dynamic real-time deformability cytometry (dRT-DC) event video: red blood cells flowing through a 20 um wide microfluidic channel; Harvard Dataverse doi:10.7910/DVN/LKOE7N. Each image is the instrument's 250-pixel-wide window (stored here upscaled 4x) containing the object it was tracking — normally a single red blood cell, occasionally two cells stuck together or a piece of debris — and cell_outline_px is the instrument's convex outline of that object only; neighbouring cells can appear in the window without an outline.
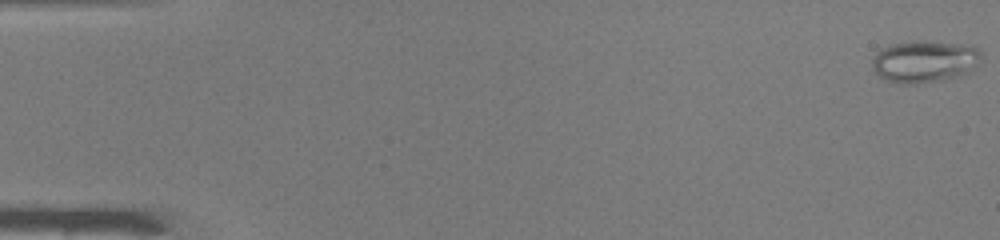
{"species": "common noctule bat (a hibernating species)", "species_latin": "Nyctalus noctula", "temperature_condition": "warm", "stored_images_in_passage": 50, "camera_frame_rate_fps": 3000, "um_per_image_px": 0.085, "animal": {"sex": "male", "body_mass_g": 19.0, "forearm_length_mm": 50.8}, "frame": {"image": 1, "passage_image": 1, "time_ms": 0.0, "image_size_px": [1000, 240], "cell_outline_px": [[980, 60], [972, 72], [940, 80], [916, 84], [900, 84], [884, 80], [872, 68], [872, 60], [876, 52], [880, 48], [892, 44], [916, 40], [952, 44], [976, 48], [980, 52]], "centroid_in_image_um": [78.52, 5.24], "position_along_channel_um": 6.5, "area_um2": 26.53}}
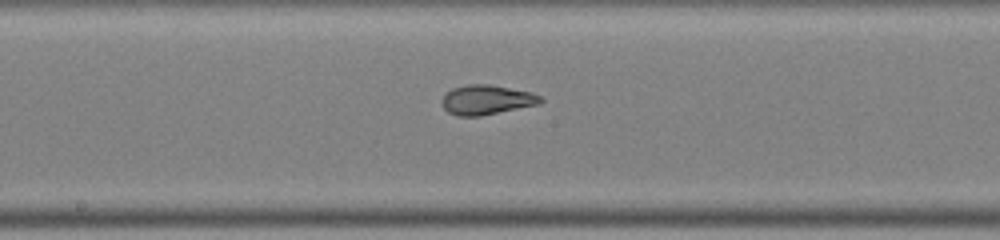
{"frame": {"image": 2, "passage_image": 27, "time_ms": 8.667, "image_size_px": [1000, 240], "cell_outline_px": [[544, 100], [540, 104], [480, 116], [456, 116], [448, 112], [440, 104], [440, 100], [444, 92], [452, 88], [468, 84], [488, 84], [532, 92], [540, 96]], "centroid_in_image_um": [41.31, 8.48], "position_along_channel_um": 206.9, "area_um2": 17.28}}
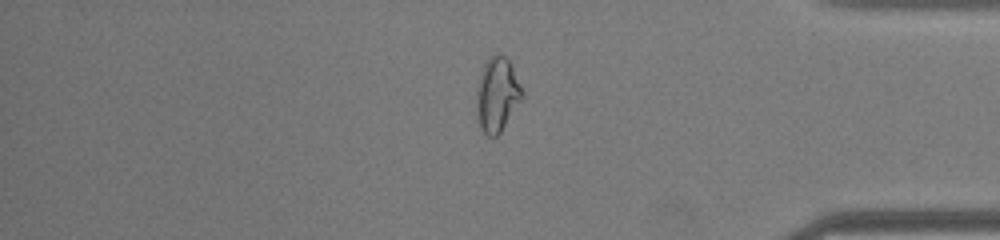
{"frame": {"image": 3, "passage_image": 42, "time_ms": 13.667, "image_size_px": [1000, 240], "cell_outline_px": [[524, 96], [500, 132], [496, 136], [488, 136], [480, 128], [476, 108], [476, 88], [484, 64], [496, 52], [500, 52], [508, 60], [520, 84]], "centroid_in_image_um": [42.24, 8.04], "position_along_channel_um": 393.0, "area_um2": 19.54}, "authors_computed_cell_mechanics": {"area_um2": 19.9988, "velocity_mm_per_s": 4.1505, "shape_relaxation_time_tau1_ms": null, "shape_relaxation_time_tau2_ms": 1.0122, "deformation_change_tau1": null, "deformation_change_tau2": 0.0578}}